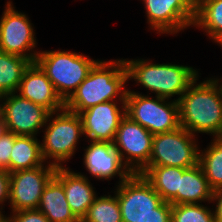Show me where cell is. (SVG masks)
Masks as SVG:
<instances>
[{
    "mask_svg": "<svg viewBox=\"0 0 222 222\" xmlns=\"http://www.w3.org/2000/svg\"><path fill=\"white\" fill-rule=\"evenodd\" d=\"M198 78L178 98L180 126L191 134L206 133L222 137V91L219 80Z\"/></svg>",
    "mask_w": 222,
    "mask_h": 222,
    "instance_id": "1",
    "label": "cell"
},
{
    "mask_svg": "<svg viewBox=\"0 0 222 222\" xmlns=\"http://www.w3.org/2000/svg\"><path fill=\"white\" fill-rule=\"evenodd\" d=\"M127 81L124 59L109 62L99 60L65 102V108L79 114L97 104L116 101L117 96L120 103L125 104L127 89L123 87Z\"/></svg>",
    "mask_w": 222,
    "mask_h": 222,
    "instance_id": "2",
    "label": "cell"
},
{
    "mask_svg": "<svg viewBox=\"0 0 222 222\" xmlns=\"http://www.w3.org/2000/svg\"><path fill=\"white\" fill-rule=\"evenodd\" d=\"M127 79H134L156 96L171 99L182 94L198 78L193 67L177 64H154L145 59L125 60Z\"/></svg>",
    "mask_w": 222,
    "mask_h": 222,
    "instance_id": "3",
    "label": "cell"
},
{
    "mask_svg": "<svg viewBox=\"0 0 222 222\" xmlns=\"http://www.w3.org/2000/svg\"><path fill=\"white\" fill-rule=\"evenodd\" d=\"M99 60L67 51H40L35 63L52 82L57 94L66 102L86 79Z\"/></svg>",
    "mask_w": 222,
    "mask_h": 222,
    "instance_id": "4",
    "label": "cell"
},
{
    "mask_svg": "<svg viewBox=\"0 0 222 222\" xmlns=\"http://www.w3.org/2000/svg\"><path fill=\"white\" fill-rule=\"evenodd\" d=\"M168 100L158 96L151 99L127 89L125 114L153 135L170 132L181 126L178 99Z\"/></svg>",
    "mask_w": 222,
    "mask_h": 222,
    "instance_id": "5",
    "label": "cell"
},
{
    "mask_svg": "<svg viewBox=\"0 0 222 222\" xmlns=\"http://www.w3.org/2000/svg\"><path fill=\"white\" fill-rule=\"evenodd\" d=\"M54 114L57 115L55 118H53ZM46 124L47 128H45L41 143L43 159L46 161L52 158L54 161L50 164L63 167L61 162L71 159L75 153L78 139L84 135L81 118L79 114L64 108L59 113H49Z\"/></svg>",
    "mask_w": 222,
    "mask_h": 222,
    "instance_id": "6",
    "label": "cell"
},
{
    "mask_svg": "<svg viewBox=\"0 0 222 222\" xmlns=\"http://www.w3.org/2000/svg\"><path fill=\"white\" fill-rule=\"evenodd\" d=\"M198 149L195 136L183 127L156 134L148 166L194 167L199 160Z\"/></svg>",
    "mask_w": 222,
    "mask_h": 222,
    "instance_id": "7",
    "label": "cell"
},
{
    "mask_svg": "<svg viewBox=\"0 0 222 222\" xmlns=\"http://www.w3.org/2000/svg\"><path fill=\"white\" fill-rule=\"evenodd\" d=\"M153 137V134L128 116L121 119L113 146L120 152L123 162L133 174H141L148 167Z\"/></svg>",
    "mask_w": 222,
    "mask_h": 222,
    "instance_id": "8",
    "label": "cell"
},
{
    "mask_svg": "<svg viewBox=\"0 0 222 222\" xmlns=\"http://www.w3.org/2000/svg\"><path fill=\"white\" fill-rule=\"evenodd\" d=\"M116 189L122 222H137L156 212V208L164 201L139 173L129 176Z\"/></svg>",
    "mask_w": 222,
    "mask_h": 222,
    "instance_id": "9",
    "label": "cell"
},
{
    "mask_svg": "<svg viewBox=\"0 0 222 222\" xmlns=\"http://www.w3.org/2000/svg\"><path fill=\"white\" fill-rule=\"evenodd\" d=\"M6 4L0 19V51L25 57L34 63L39 52L31 53L36 47L32 23L26 14L15 10L12 2Z\"/></svg>",
    "mask_w": 222,
    "mask_h": 222,
    "instance_id": "10",
    "label": "cell"
},
{
    "mask_svg": "<svg viewBox=\"0 0 222 222\" xmlns=\"http://www.w3.org/2000/svg\"><path fill=\"white\" fill-rule=\"evenodd\" d=\"M46 166L9 173V202L12 212L38 208L43 190L57 168L50 163Z\"/></svg>",
    "mask_w": 222,
    "mask_h": 222,
    "instance_id": "11",
    "label": "cell"
},
{
    "mask_svg": "<svg viewBox=\"0 0 222 222\" xmlns=\"http://www.w3.org/2000/svg\"><path fill=\"white\" fill-rule=\"evenodd\" d=\"M0 101H4L0 104V110L3 112L8 132L35 137L39 129L45 126L50 112L43 106L20 94L16 95V92L0 96Z\"/></svg>",
    "mask_w": 222,
    "mask_h": 222,
    "instance_id": "12",
    "label": "cell"
},
{
    "mask_svg": "<svg viewBox=\"0 0 222 222\" xmlns=\"http://www.w3.org/2000/svg\"><path fill=\"white\" fill-rule=\"evenodd\" d=\"M147 22L157 33L177 34L194 24L195 4L191 0H143Z\"/></svg>",
    "mask_w": 222,
    "mask_h": 222,
    "instance_id": "13",
    "label": "cell"
},
{
    "mask_svg": "<svg viewBox=\"0 0 222 222\" xmlns=\"http://www.w3.org/2000/svg\"><path fill=\"white\" fill-rule=\"evenodd\" d=\"M117 101H108L92 106L79 113L83 134L90 141L113 143L116 131L125 114V104L120 108Z\"/></svg>",
    "mask_w": 222,
    "mask_h": 222,
    "instance_id": "14",
    "label": "cell"
},
{
    "mask_svg": "<svg viewBox=\"0 0 222 222\" xmlns=\"http://www.w3.org/2000/svg\"><path fill=\"white\" fill-rule=\"evenodd\" d=\"M84 153V165L86 170L97 179L109 180L117 174L119 184L133 173L123 162L120 152L111 142L90 141Z\"/></svg>",
    "mask_w": 222,
    "mask_h": 222,
    "instance_id": "15",
    "label": "cell"
},
{
    "mask_svg": "<svg viewBox=\"0 0 222 222\" xmlns=\"http://www.w3.org/2000/svg\"><path fill=\"white\" fill-rule=\"evenodd\" d=\"M46 108L50 113L65 108V102L57 94L52 82L34 62L25 70L17 93Z\"/></svg>",
    "mask_w": 222,
    "mask_h": 222,
    "instance_id": "16",
    "label": "cell"
},
{
    "mask_svg": "<svg viewBox=\"0 0 222 222\" xmlns=\"http://www.w3.org/2000/svg\"><path fill=\"white\" fill-rule=\"evenodd\" d=\"M54 176L62 183L69 207L81 221L97 197L90 180L65 166L57 167Z\"/></svg>",
    "mask_w": 222,
    "mask_h": 222,
    "instance_id": "17",
    "label": "cell"
},
{
    "mask_svg": "<svg viewBox=\"0 0 222 222\" xmlns=\"http://www.w3.org/2000/svg\"><path fill=\"white\" fill-rule=\"evenodd\" d=\"M37 209L50 222H80L69 207L62 183L55 176L45 186Z\"/></svg>",
    "mask_w": 222,
    "mask_h": 222,
    "instance_id": "18",
    "label": "cell"
},
{
    "mask_svg": "<svg viewBox=\"0 0 222 222\" xmlns=\"http://www.w3.org/2000/svg\"><path fill=\"white\" fill-rule=\"evenodd\" d=\"M186 169L175 166H148L141 174L165 202L178 205L180 177Z\"/></svg>",
    "mask_w": 222,
    "mask_h": 222,
    "instance_id": "19",
    "label": "cell"
},
{
    "mask_svg": "<svg viewBox=\"0 0 222 222\" xmlns=\"http://www.w3.org/2000/svg\"><path fill=\"white\" fill-rule=\"evenodd\" d=\"M213 189L199 164L186 169L180 177L178 204H199L212 202Z\"/></svg>",
    "mask_w": 222,
    "mask_h": 222,
    "instance_id": "20",
    "label": "cell"
},
{
    "mask_svg": "<svg viewBox=\"0 0 222 222\" xmlns=\"http://www.w3.org/2000/svg\"><path fill=\"white\" fill-rule=\"evenodd\" d=\"M41 143L34 136L17 135L10 154V173L44 165Z\"/></svg>",
    "mask_w": 222,
    "mask_h": 222,
    "instance_id": "21",
    "label": "cell"
},
{
    "mask_svg": "<svg viewBox=\"0 0 222 222\" xmlns=\"http://www.w3.org/2000/svg\"><path fill=\"white\" fill-rule=\"evenodd\" d=\"M31 63L25 57L0 51V96L17 93L23 74Z\"/></svg>",
    "mask_w": 222,
    "mask_h": 222,
    "instance_id": "22",
    "label": "cell"
},
{
    "mask_svg": "<svg viewBox=\"0 0 222 222\" xmlns=\"http://www.w3.org/2000/svg\"><path fill=\"white\" fill-rule=\"evenodd\" d=\"M193 26L204 29L217 42L222 37V0H200L195 5Z\"/></svg>",
    "mask_w": 222,
    "mask_h": 222,
    "instance_id": "23",
    "label": "cell"
},
{
    "mask_svg": "<svg viewBox=\"0 0 222 222\" xmlns=\"http://www.w3.org/2000/svg\"><path fill=\"white\" fill-rule=\"evenodd\" d=\"M213 138V142L206 148L207 150H199L198 164L210 187L216 190L222 188V137Z\"/></svg>",
    "mask_w": 222,
    "mask_h": 222,
    "instance_id": "24",
    "label": "cell"
},
{
    "mask_svg": "<svg viewBox=\"0 0 222 222\" xmlns=\"http://www.w3.org/2000/svg\"><path fill=\"white\" fill-rule=\"evenodd\" d=\"M80 222H122L117 196H97Z\"/></svg>",
    "mask_w": 222,
    "mask_h": 222,
    "instance_id": "25",
    "label": "cell"
},
{
    "mask_svg": "<svg viewBox=\"0 0 222 222\" xmlns=\"http://www.w3.org/2000/svg\"><path fill=\"white\" fill-rule=\"evenodd\" d=\"M171 222H215V214L199 203L172 205Z\"/></svg>",
    "mask_w": 222,
    "mask_h": 222,
    "instance_id": "26",
    "label": "cell"
},
{
    "mask_svg": "<svg viewBox=\"0 0 222 222\" xmlns=\"http://www.w3.org/2000/svg\"><path fill=\"white\" fill-rule=\"evenodd\" d=\"M16 136L14 133L7 132L0 139V170H6L8 173H10V154Z\"/></svg>",
    "mask_w": 222,
    "mask_h": 222,
    "instance_id": "27",
    "label": "cell"
},
{
    "mask_svg": "<svg viewBox=\"0 0 222 222\" xmlns=\"http://www.w3.org/2000/svg\"><path fill=\"white\" fill-rule=\"evenodd\" d=\"M12 213L10 217H7L9 222H50L38 209L20 210Z\"/></svg>",
    "mask_w": 222,
    "mask_h": 222,
    "instance_id": "28",
    "label": "cell"
},
{
    "mask_svg": "<svg viewBox=\"0 0 222 222\" xmlns=\"http://www.w3.org/2000/svg\"><path fill=\"white\" fill-rule=\"evenodd\" d=\"M172 205L163 201L157 208L156 212L147 215L137 222H171Z\"/></svg>",
    "mask_w": 222,
    "mask_h": 222,
    "instance_id": "29",
    "label": "cell"
},
{
    "mask_svg": "<svg viewBox=\"0 0 222 222\" xmlns=\"http://www.w3.org/2000/svg\"><path fill=\"white\" fill-rule=\"evenodd\" d=\"M10 175L6 170H0V204L9 200Z\"/></svg>",
    "mask_w": 222,
    "mask_h": 222,
    "instance_id": "30",
    "label": "cell"
},
{
    "mask_svg": "<svg viewBox=\"0 0 222 222\" xmlns=\"http://www.w3.org/2000/svg\"><path fill=\"white\" fill-rule=\"evenodd\" d=\"M212 201H216V208L214 211L215 222H222V188L213 191Z\"/></svg>",
    "mask_w": 222,
    "mask_h": 222,
    "instance_id": "31",
    "label": "cell"
},
{
    "mask_svg": "<svg viewBox=\"0 0 222 222\" xmlns=\"http://www.w3.org/2000/svg\"><path fill=\"white\" fill-rule=\"evenodd\" d=\"M8 132L3 112L0 110V139Z\"/></svg>",
    "mask_w": 222,
    "mask_h": 222,
    "instance_id": "32",
    "label": "cell"
},
{
    "mask_svg": "<svg viewBox=\"0 0 222 222\" xmlns=\"http://www.w3.org/2000/svg\"><path fill=\"white\" fill-rule=\"evenodd\" d=\"M2 206H1V209L2 210ZM0 222H9L7 216L4 217V215L2 214V212L0 211Z\"/></svg>",
    "mask_w": 222,
    "mask_h": 222,
    "instance_id": "33",
    "label": "cell"
},
{
    "mask_svg": "<svg viewBox=\"0 0 222 222\" xmlns=\"http://www.w3.org/2000/svg\"><path fill=\"white\" fill-rule=\"evenodd\" d=\"M216 43H219L220 46L222 47V37Z\"/></svg>",
    "mask_w": 222,
    "mask_h": 222,
    "instance_id": "34",
    "label": "cell"
},
{
    "mask_svg": "<svg viewBox=\"0 0 222 222\" xmlns=\"http://www.w3.org/2000/svg\"><path fill=\"white\" fill-rule=\"evenodd\" d=\"M195 5L200 1V0H191Z\"/></svg>",
    "mask_w": 222,
    "mask_h": 222,
    "instance_id": "35",
    "label": "cell"
}]
</instances>
